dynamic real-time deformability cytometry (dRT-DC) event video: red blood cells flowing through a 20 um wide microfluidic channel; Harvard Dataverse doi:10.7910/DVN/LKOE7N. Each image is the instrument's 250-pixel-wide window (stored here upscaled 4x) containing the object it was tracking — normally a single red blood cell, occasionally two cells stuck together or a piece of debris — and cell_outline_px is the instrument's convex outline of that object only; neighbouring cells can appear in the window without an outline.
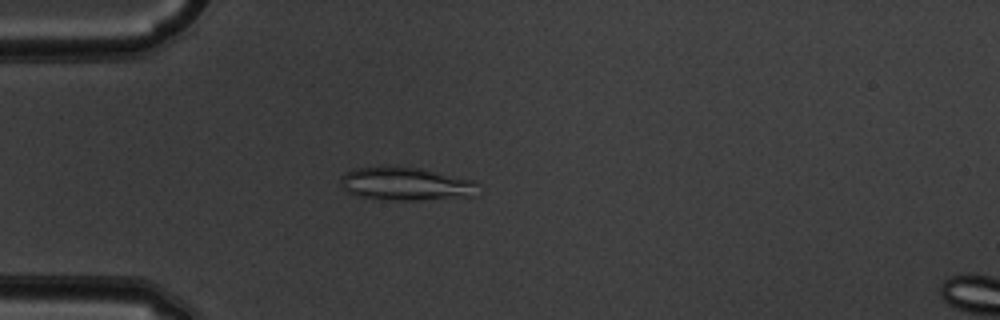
{"species": "common noctule bat (a hibernating species)", "species_latin": "Nyctalus noctula", "temperature_condition": "warm", "stored_images_in_passage": 52, "camera_frame_rate_fps": 3000, "um_per_image_px": 0.085, "animal": {"sex": "male", "body_mass_g": 19.5, "forearm_length_mm": 54.6}, "frame": {"image": 1, "passage_image": 14, "time_ms": 4.333, "image_size_px": [1000, 320], "cell_outline_px": [[480, 184], [476, 196], [416, 200], [380, 200], [356, 196], [348, 192], [340, 184], [340, 176], [344, 172], [356, 168], [384, 164], [392, 164], [420, 168], [472, 180]], "centroid_in_image_um": [34.44, 15.61], "position_along_channel_um": 50.6, "area_um2": 27.46}}
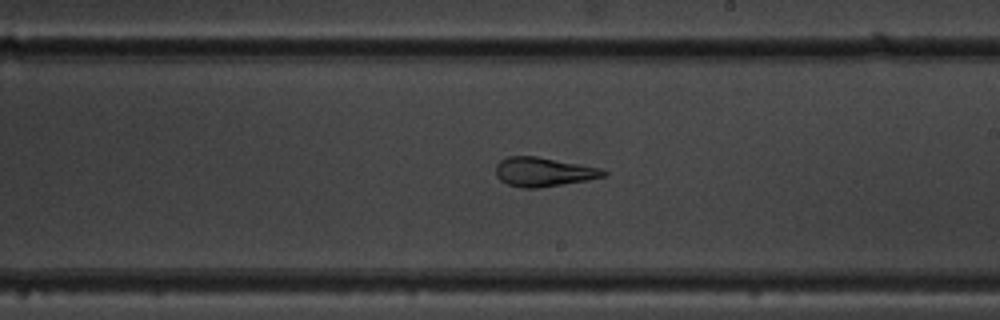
{"frame": {"image": 2, "passage_image": 30, "time_ms": 9.667, "image_size_px": [1000, 320], "cell_outline_px": [[608, 172], [604, 176], [588, 180], [540, 188], [520, 188], [508, 184], [500, 180], [496, 176], [496, 164], [500, 160], [508, 156], [536, 156], [600, 168]], "centroid_in_image_um": [46.16, 14.62], "position_along_channel_um": 242.8, "area_um2": 18.26}}
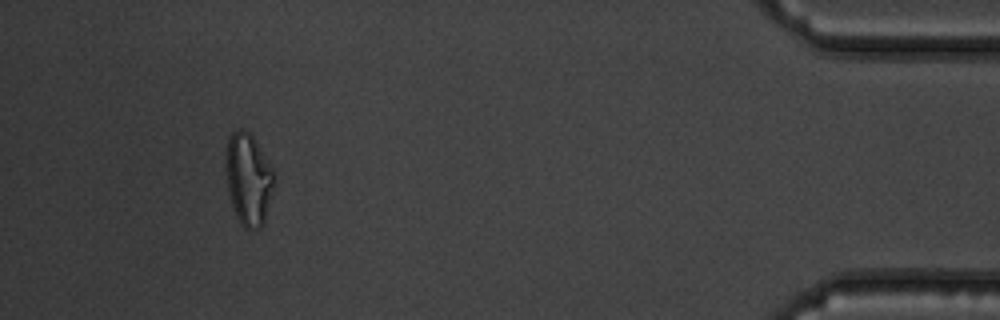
{"frame": {"image": 3, "passage_image": 48, "time_ms": 15.667, "image_size_px": [1000, 320], "cell_outline_px": [[276, 176], [264, 224], [260, 228], [248, 232], [240, 224], [232, 208], [228, 188], [224, 156], [228, 136], [236, 128], [240, 128], [248, 132], [252, 136], [276, 172]], "centroid_in_image_um": [21.11, 15.25], "position_along_channel_um": 414.1, "area_um2": 26.53}, "authors_computed_cell_mechanics": {"area_um2": 23.5535, "velocity_mm_per_s": 3.8511, "shape_relaxation_time_tau1_ms": null, "shape_relaxation_time_tau2_ms": 2.8443, "deformation_change_tau1": null, "deformation_change_tau2": 0.0878}}